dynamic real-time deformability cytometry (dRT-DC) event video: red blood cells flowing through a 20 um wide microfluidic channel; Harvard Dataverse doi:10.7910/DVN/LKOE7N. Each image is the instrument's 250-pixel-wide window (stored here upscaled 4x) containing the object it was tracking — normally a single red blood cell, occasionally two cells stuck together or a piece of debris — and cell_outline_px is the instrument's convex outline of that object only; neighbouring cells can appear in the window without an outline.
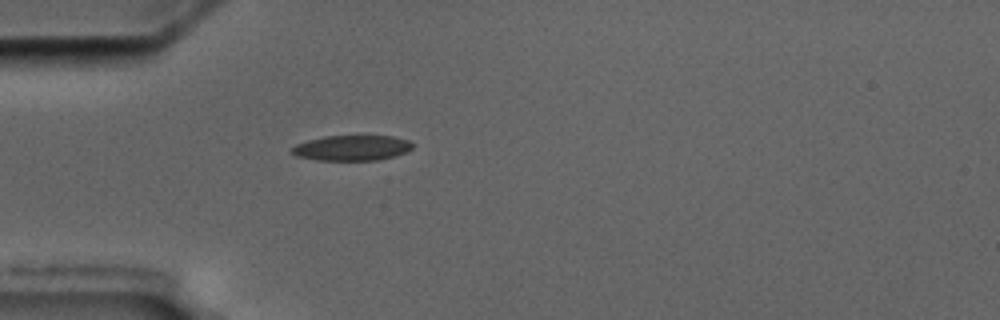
{"species": "common noctule bat (a hibernating species)", "species_latin": "Nyctalus noctula", "temperature_condition": "cold", "stored_images_in_passage": 1, "camera_frame_rate_fps": 3000, "um_per_image_px": 0.085, "animal": {"sex": "male", "body_mass_g": 17.5, "forearm_length_mm": 52.3}, "frame": {"image": 1, "passage_image": 1, "time_ms": 0.0, "image_size_px": [1000, 320], "cell_outline_px": [[412, 148], [396, 156], [376, 160], [316, 160], [296, 156], [288, 152], [288, 148], [296, 144], [308, 140], [324, 136], [392, 136], [408, 140], [412, 144]], "centroid_in_image_um": [29.83, 12.57], "position_along_channel_um": 55.2, "area_um2": 17.92}}